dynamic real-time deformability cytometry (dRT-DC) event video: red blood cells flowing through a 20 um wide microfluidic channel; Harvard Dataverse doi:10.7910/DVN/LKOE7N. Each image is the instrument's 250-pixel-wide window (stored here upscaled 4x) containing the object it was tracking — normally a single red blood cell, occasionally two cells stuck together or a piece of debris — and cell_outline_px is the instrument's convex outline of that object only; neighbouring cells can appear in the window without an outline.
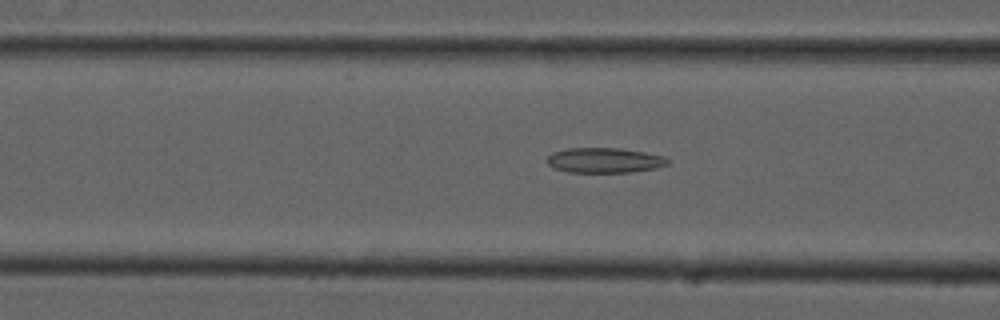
{"species": "common noctule bat (a hibernating species)", "species_latin": "Nyctalus noctula", "temperature_condition": "cold", "stored_images_in_passage": 50, "camera_frame_rate_fps": 3000, "um_per_image_px": 0.085, "animal": {"sex": "male", "forearm_length_mm": 52.5}, "frame": {"image": 1, "passage_image": 21, "time_ms": 6.667, "image_size_px": [1000, 320], "cell_outline_px": [[668, 164], [656, 168], [628, 172], [568, 172], [556, 168], [548, 164], [544, 160], [552, 152], [568, 148], [620, 148], [644, 152], [664, 156], [668, 160]], "centroid_in_image_um": [51.35, 13.62], "position_along_channel_um": 115.3, "area_um2": 17.57}}
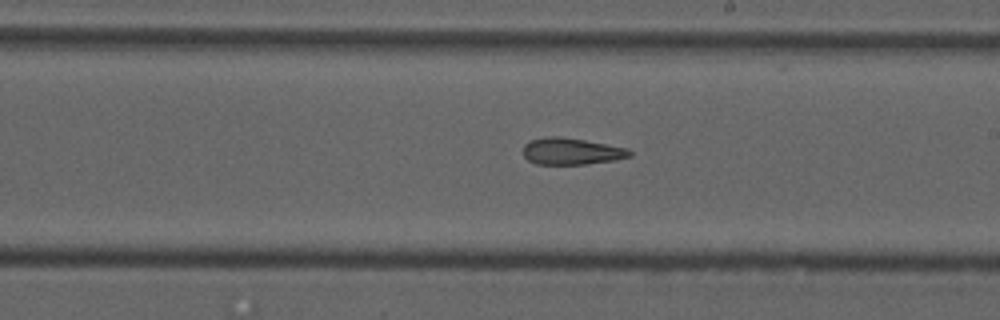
{"frame": {"image": 2, "passage_image": 31, "time_ms": 10.0, "image_size_px": [1000, 320], "cell_outline_px": [[632, 156], [616, 160], [588, 164], [536, 164], [528, 160], [524, 156], [524, 144], [532, 140], [548, 136], [560, 136], [584, 140], [628, 148], [632, 152]], "centroid_in_image_um": [48.6, 12.87], "position_along_channel_um": 240.4, "area_um2": 16.59}}
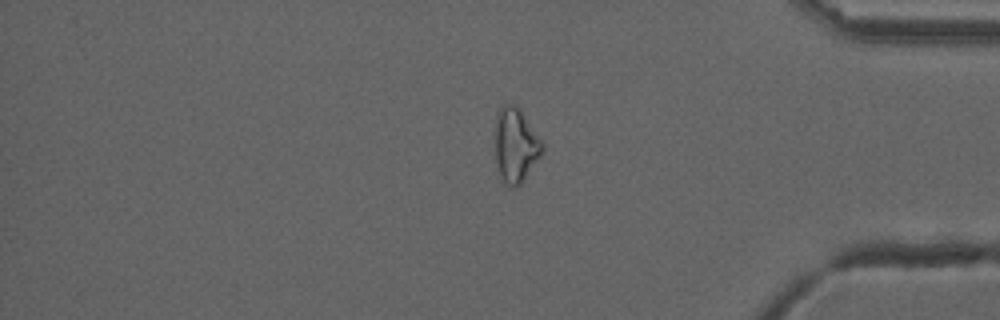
{"frame": {"image": 3, "passage_image": 45, "time_ms": 14.667, "image_size_px": [1000, 320], "cell_outline_px": [[544, 148], [540, 156], [520, 184], [516, 188], [512, 188], [500, 176], [496, 164], [496, 112], [500, 108], [508, 104], [516, 104], [544, 144]], "centroid_in_image_um": [43.82, 12.34], "position_along_channel_um": 391.4, "area_um2": 20.06}, "authors_computed_cell_mechanics": {"area_um2": 18.6694, "velocity_mm_per_s": 3.752, "shape_relaxation_time_tau1_ms": null, "shape_relaxation_time_tau2_ms": 7.5082, "deformation_change_tau1": null, "deformation_change_tau2": 0.1887}}